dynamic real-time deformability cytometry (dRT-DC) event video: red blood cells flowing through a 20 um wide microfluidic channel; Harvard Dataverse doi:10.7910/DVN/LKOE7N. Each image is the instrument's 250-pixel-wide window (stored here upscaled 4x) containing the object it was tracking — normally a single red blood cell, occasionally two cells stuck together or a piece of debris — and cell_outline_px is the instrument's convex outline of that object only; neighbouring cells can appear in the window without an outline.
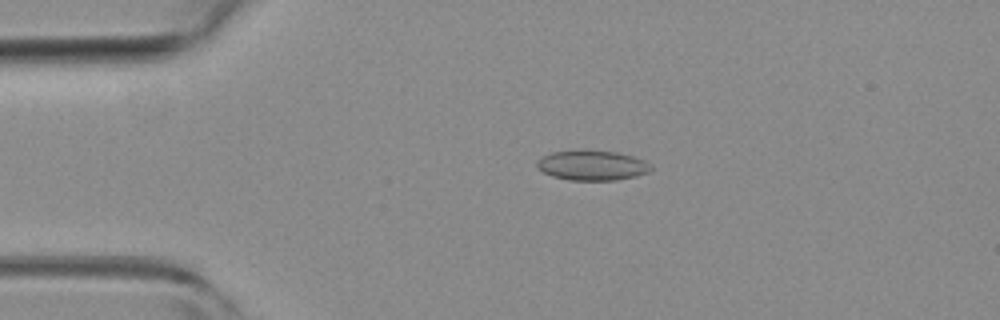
{"species": "common noctule bat (a hibernating species)", "species_latin": "Nyctalus noctula", "temperature_condition": "room temperature", "stored_images_in_passage": 6, "camera_frame_rate_fps": 3000, "um_per_image_px": 0.085, "animal": {"sex": "female", "body_mass_g": 19.3, "forearm_length_mm": 54.1}, "frame": {"image": 1, "passage_image": 3, "time_ms": 0.667, "image_size_px": [1000, 320], "cell_outline_px": [[652, 168], [648, 172], [636, 176], [616, 180], [568, 180], [552, 176], [536, 168], [536, 160], [552, 152], [616, 152], [632, 156], [644, 160]], "centroid_in_image_um": [50.31, 14.09], "position_along_channel_um": 34.7, "area_um2": 19.31}}
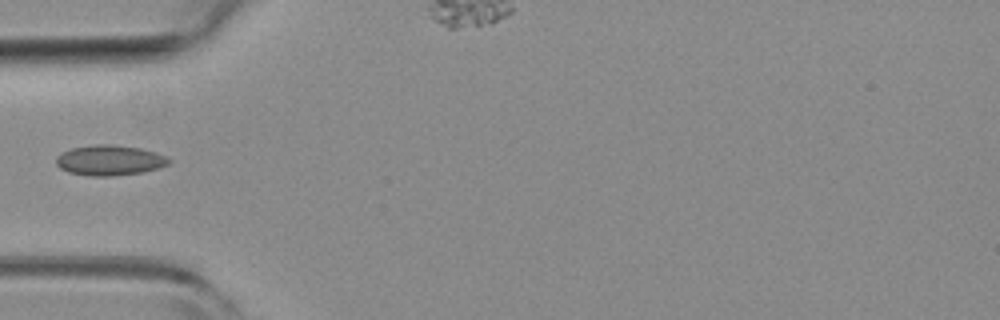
{"frame": {"image": 2, "passage_image": 4, "time_ms": 1.0, "image_size_px": [1000, 320], "cell_outline_px": [[172, 160], [168, 164], [144, 172], [112, 176], [88, 176], [68, 172], [60, 168], [56, 164], [56, 156], [60, 152], [72, 148], [96, 144], [112, 144], [140, 148], [156, 152]], "centroid_in_image_um": [9.28, 13.62], "position_along_channel_um": 75.7, "area_um2": 20.0}}